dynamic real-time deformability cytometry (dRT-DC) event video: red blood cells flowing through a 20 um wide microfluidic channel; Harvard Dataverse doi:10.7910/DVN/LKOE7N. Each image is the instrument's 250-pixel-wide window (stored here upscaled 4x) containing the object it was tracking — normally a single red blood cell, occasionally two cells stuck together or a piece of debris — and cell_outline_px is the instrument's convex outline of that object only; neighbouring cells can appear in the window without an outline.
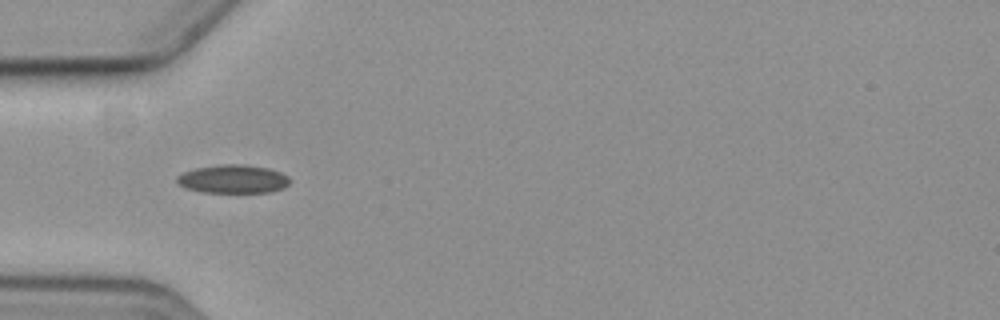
{"species": "common noctule bat (a hibernating species)", "species_latin": "Nyctalus noctula", "temperature_condition": "cold", "stored_images_in_passage": 5, "camera_frame_rate_fps": 3000, "um_per_image_px": 0.085, "animal": {"sex": "female", "body_mass_g": 19.3, "forearm_length_mm": 54.1}, "frame": {"image": 1, "passage_image": 4, "time_ms": 3.333, "image_size_px": [1000, 320], "cell_outline_px": [[292, 180], [284, 188], [272, 192], [200, 192], [188, 188], [180, 184], [176, 180], [176, 176], [184, 172], [196, 168], [220, 164], [244, 164], [268, 168], [280, 172], [288, 176]], "centroid_in_image_um": [19.85, 15.21], "position_along_channel_um": 65.2, "area_um2": 18.73}}
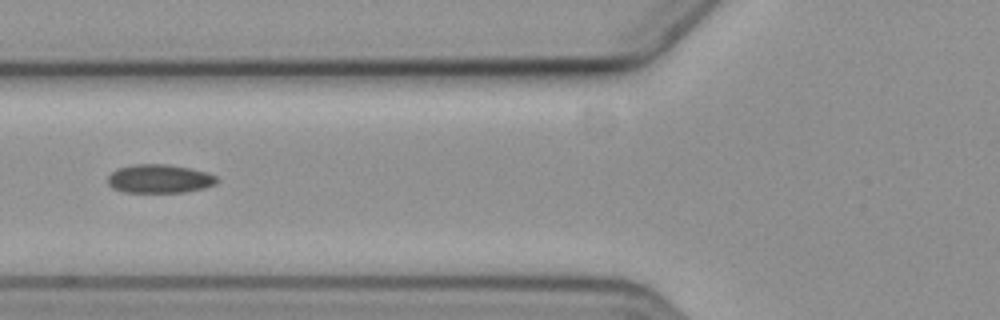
{"frame": {"image": 2, "passage_image": 5, "time_ms": 4.667, "image_size_px": [1000, 320], "cell_outline_px": [[220, 180], [216, 184], [204, 188], [184, 192], [124, 192], [112, 188], [108, 184], [108, 176], [116, 168], [132, 164], [168, 164], [208, 172], [216, 176]], "centroid_in_image_um": [13.56, 15.19], "position_along_channel_um": 112.2, "area_um2": 18.38}}